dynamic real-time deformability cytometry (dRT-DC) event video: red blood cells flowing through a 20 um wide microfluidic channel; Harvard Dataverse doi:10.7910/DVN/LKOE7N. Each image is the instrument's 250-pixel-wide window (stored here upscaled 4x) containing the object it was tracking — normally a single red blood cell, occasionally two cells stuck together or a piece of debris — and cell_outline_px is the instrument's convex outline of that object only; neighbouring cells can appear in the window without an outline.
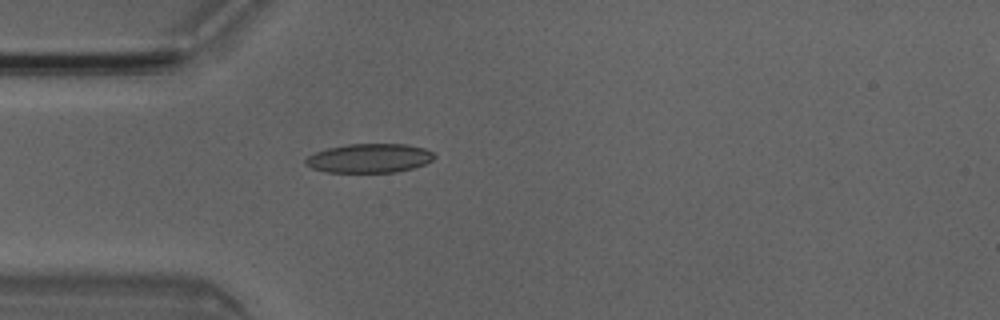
{"species": "Egyptian fruit bat (a non-hibernating species)", "species_latin": "Rousettus aegyptiacus", "temperature_condition": "room temperature", "stored_images_in_passage": 3, "camera_frame_rate_fps": 3000, "um_per_image_px": 0.085, "animal": {"sex": "male"}, "frame": {"image": 1, "passage_image": 3, "time_ms": 0.667, "image_size_px": [1000, 320], "cell_outline_px": [[436, 156], [432, 160], [424, 164], [412, 168], [396, 172], [328, 172], [312, 168], [304, 164], [304, 160], [308, 156], [316, 152], [328, 148], [348, 144], [408, 144], [424, 148], [432, 152]], "centroid_in_image_um": [31.39, 13.44], "position_along_channel_um": 53.6, "area_um2": 21.73}}